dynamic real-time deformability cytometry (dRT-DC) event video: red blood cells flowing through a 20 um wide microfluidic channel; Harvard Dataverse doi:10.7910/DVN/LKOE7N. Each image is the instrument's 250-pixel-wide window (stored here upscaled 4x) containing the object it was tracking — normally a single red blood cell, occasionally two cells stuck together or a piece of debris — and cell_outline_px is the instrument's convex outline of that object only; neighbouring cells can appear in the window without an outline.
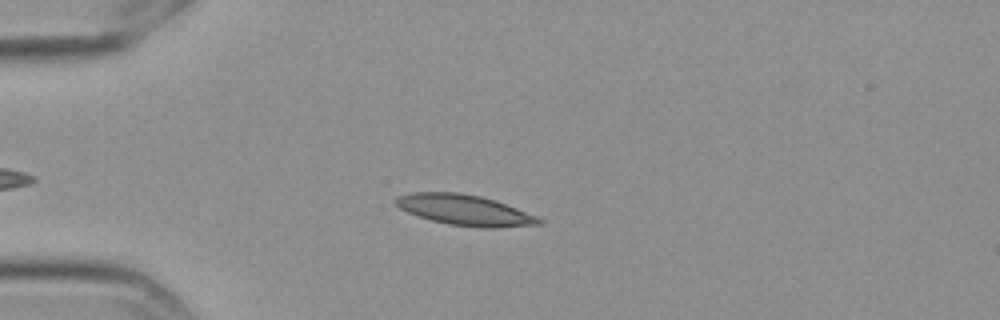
{"species": "Egyptian fruit bat (a non-hibernating species)", "species_latin": "Rousettus aegyptiacus", "temperature_condition": "cold", "stored_images_in_passage": 49, "camera_frame_rate_fps": 3000, "um_per_image_px": 0.085, "frame": {"image": 1, "passage_image": 11, "time_ms": 3.333, "image_size_px": [1000, 320], "cell_outline_px": [[544, 220], [540, 224], [496, 228], [484, 228], [448, 224], [432, 220], [408, 212], [400, 208], [392, 200], [396, 196], [412, 192], [460, 192], [480, 196], [496, 200], [536, 216]], "centroid_in_image_um": [39.48, 17.84], "position_along_channel_um": 45.5, "area_um2": 25.49}}
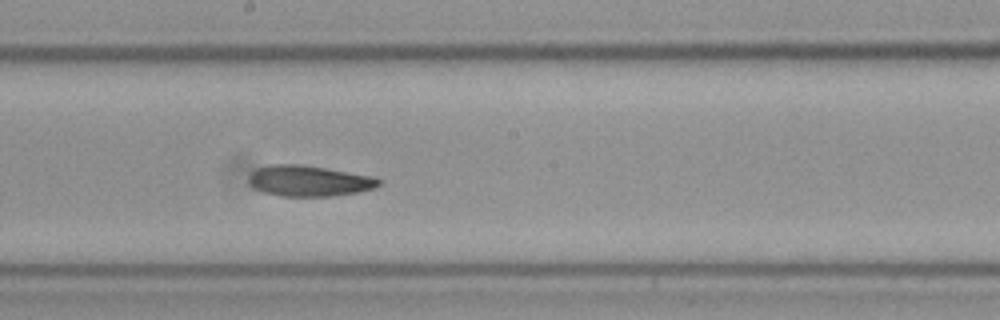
{"frame": {"image": 2, "passage_image": 28, "time_ms": 9.0, "image_size_px": [1000, 320], "cell_outline_px": [[380, 184], [376, 188], [360, 192], [332, 196], [280, 196], [264, 192], [256, 188], [248, 180], [248, 176], [256, 168], [268, 164], [300, 164], [376, 176], [380, 180]], "centroid_in_image_um": [26.3, 15.37], "position_along_channel_um": 221.9, "area_um2": 23.52}}
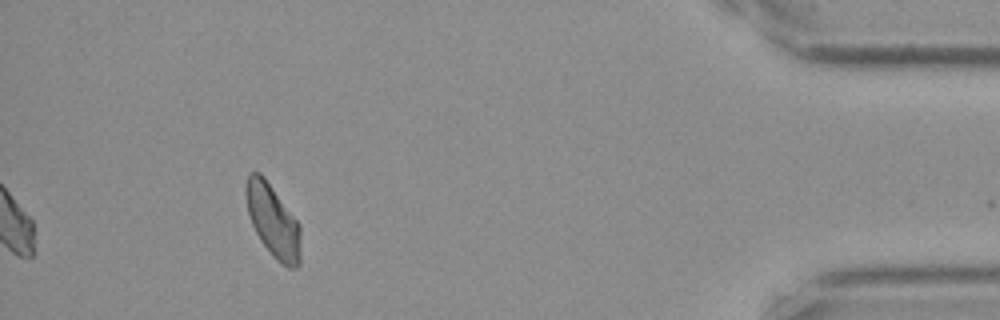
{"frame": {"image": 3, "passage_image": 49, "time_ms": 16.0, "image_size_px": [1000, 320], "cell_outline_px": [[300, 264], [296, 268], [288, 268], [260, 240], [252, 224], [248, 212], [244, 192], [244, 184], [248, 172], [260, 172], [264, 176], [300, 224]], "centroid_in_image_um": [23.18, 18.69], "position_along_channel_um": 412.0, "area_um2": 23.0}, "authors_computed_cell_mechanics": {"area_um2": 23.7558, "velocity_mm_per_s": 3.5082, "shape_relaxation_time_tau1_ms": 8.18, "shape_relaxation_time_tau2_ms": 4.414, "deformation_change_tau1": 0.1578, "deformation_change_tau2": 0.1012}}